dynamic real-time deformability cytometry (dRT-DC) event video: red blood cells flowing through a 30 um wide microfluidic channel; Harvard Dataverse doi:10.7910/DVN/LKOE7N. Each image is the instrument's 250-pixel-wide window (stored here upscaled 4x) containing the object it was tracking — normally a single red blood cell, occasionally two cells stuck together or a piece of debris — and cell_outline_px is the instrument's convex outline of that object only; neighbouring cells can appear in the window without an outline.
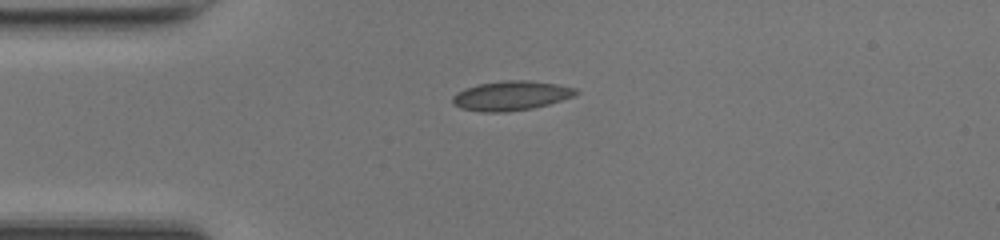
{"species": "common noctule bat (a hibernating species)", "species_latin": "Nyctalus noctula", "temperature_condition": "room temperature", "stored_images_in_passage": 38, "camera_frame_rate_fps": 3000, "um_per_image_px": 0.085, "animal": {"sex": "female", "body_mass_g": 17.0, "forearm_length_mm": 48.0}, "frame": {"image": 1, "passage_image": 1, "time_ms": 0.0, "image_size_px": [1000, 240], "cell_outline_px": [[580, 92], [576, 96], [548, 104], [532, 108], [504, 112], [484, 112], [460, 108], [452, 104], [452, 96], [456, 92], [464, 88], [480, 84], [504, 80], [528, 80], [556, 84], [576, 88]], "centroid_in_image_um": [43.44, 8.13], "position_along_channel_um": 41.6, "area_um2": 21.27}}
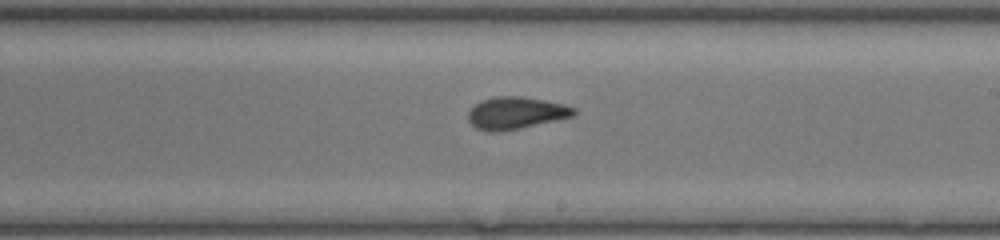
{"frame": {"image": 2, "passage_image": 17, "time_ms": 5.333, "image_size_px": [1000, 240], "cell_outline_px": [[576, 112], [572, 116], [520, 128], [496, 132], [488, 132], [476, 128], [468, 120], [468, 112], [480, 100], [496, 96], [520, 96], [544, 100], [564, 104], [576, 108]], "centroid_in_image_um": [43.82, 9.6], "position_along_channel_um": 245.2, "area_um2": 19.65}}
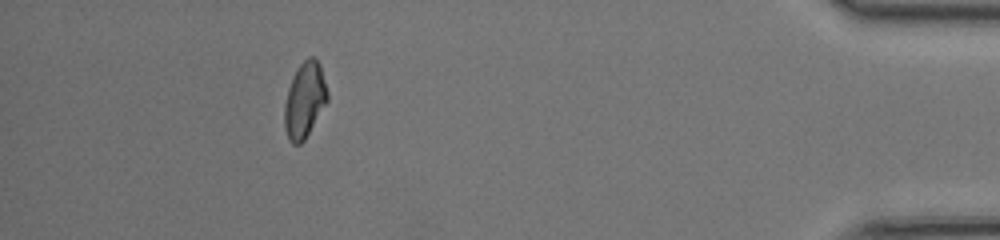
{"frame": {"image": 3, "passage_image": 33, "time_ms": 10.667, "image_size_px": [1000, 240], "cell_outline_px": [[328, 100], [304, 140], [300, 144], [292, 144], [288, 140], [284, 128], [284, 104], [288, 88], [292, 76], [300, 64], [308, 56], [312, 56], [320, 64], [328, 92]], "centroid_in_image_um": [25.87, 8.51], "position_along_channel_um": 409.3, "area_um2": 18.96}, "authors_computed_cell_mechanics": {"area_um2": 19.363, "velocity_mm_per_s": 4.2326, "shape_relaxation_time_tau1_ms": null, "shape_relaxation_time_tau2_ms": 1.2413, "deformation_change_tau1": null, "deformation_change_tau2": 0.0605}}